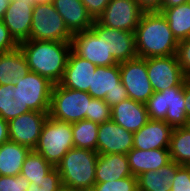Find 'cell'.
I'll list each match as a JSON object with an SVG mask.
<instances>
[{"label":"cell","mask_w":190,"mask_h":191,"mask_svg":"<svg viewBox=\"0 0 190 191\" xmlns=\"http://www.w3.org/2000/svg\"><path fill=\"white\" fill-rule=\"evenodd\" d=\"M31 72L59 84L72 51L71 42L27 40L19 44Z\"/></svg>","instance_id":"1"},{"label":"cell","mask_w":190,"mask_h":191,"mask_svg":"<svg viewBox=\"0 0 190 191\" xmlns=\"http://www.w3.org/2000/svg\"><path fill=\"white\" fill-rule=\"evenodd\" d=\"M134 34L137 57L176 55L179 41L161 12H143Z\"/></svg>","instance_id":"2"},{"label":"cell","mask_w":190,"mask_h":191,"mask_svg":"<svg viewBox=\"0 0 190 191\" xmlns=\"http://www.w3.org/2000/svg\"><path fill=\"white\" fill-rule=\"evenodd\" d=\"M98 153L73 147L56 166L62 186L69 191H91L96 183L95 171Z\"/></svg>","instance_id":"3"},{"label":"cell","mask_w":190,"mask_h":191,"mask_svg":"<svg viewBox=\"0 0 190 191\" xmlns=\"http://www.w3.org/2000/svg\"><path fill=\"white\" fill-rule=\"evenodd\" d=\"M73 147L72 123L48 116L34 151L56 167Z\"/></svg>","instance_id":"4"},{"label":"cell","mask_w":190,"mask_h":191,"mask_svg":"<svg viewBox=\"0 0 190 191\" xmlns=\"http://www.w3.org/2000/svg\"><path fill=\"white\" fill-rule=\"evenodd\" d=\"M146 107L149 119L164 120L172 128L184 127L187 120L184 86L154 92L148 99Z\"/></svg>","instance_id":"5"},{"label":"cell","mask_w":190,"mask_h":191,"mask_svg":"<svg viewBox=\"0 0 190 191\" xmlns=\"http://www.w3.org/2000/svg\"><path fill=\"white\" fill-rule=\"evenodd\" d=\"M92 96L85 91L72 90L60 84L53 85L49 116L67 123L86 119Z\"/></svg>","instance_id":"6"},{"label":"cell","mask_w":190,"mask_h":191,"mask_svg":"<svg viewBox=\"0 0 190 191\" xmlns=\"http://www.w3.org/2000/svg\"><path fill=\"white\" fill-rule=\"evenodd\" d=\"M72 36L52 2L34 4L30 40L71 42Z\"/></svg>","instance_id":"7"},{"label":"cell","mask_w":190,"mask_h":191,"mask_svg":"<svg viewBox=\"0 0 190 191\" xmlns=\"http://www.w3.org/2000/svg\"><path fill=\"white\" fill-rule=\"evenodd\" d=\"M13 98L30 111L49 112L53 83L35 72L18 78Z\"/></svg>","instance_id":"8"},{"label":"cell","mask_w":190,"mask_h":191,"mask_svg":"<svg viewBox=\"0 0 190 191\" xmlns=\"http://www.w3.org/2000/svg\"><path fill=\"white\" fill-rule=\"evenodd\" d=\"M88 93L92 98L105 100L110 107L128 99L127 90L121 82L119 63L113 66H97Z\"/></svg>","instance_id":"9"},{"label":"cell","mask_w":190,"mask_h":191,"mask_svg":"<svg viewBox=\"0 0 190 191\" xmlns=\"http://www.w3.org/2000/svg\"><path fill=\"white\" fill-rule=\"evenodd\" d=\"M149 81L154 92L184 86L188 79L178 64L176 55L146 58Z\"/></svg>","instance_id":"10"},{"label":"cell","mask_w":190,"mask_h":191,"mask_svg":"<svg viewBox=\"0 0 190 191\" xmlns=\"http://www.w3.org/2000/svg\"><path fill=\"white\" fill-rule=\"evenodd\" d=\"M121 82L127 90L128 98L146 104L154 93L148 78L146 59L135 58L119 63Z\"/></svg>","instance_id":"11"},{"label":"cell","mask_w":190,"mask_h":191,"mask_svg":"<svg viewBox=\"0 0 190 191\" xmlns=\"http://www.w3.org/2000/svg\"><path fill=\"white\" fill-rule=\"evenodd\" d=\"M71 46L72 51L76 55L96 66H113L118 64L109 54L107 43L91 28L73 34Z\"/></svg>","instance_id":"12"},{"label":"cell","mask_w":190,"mask_h":191,"mask_svg":"<svg viewBox=\"0 0 190 191\" xmlns=\"http://www.w3.org/2000/svg\"><path fill=\"white\" fill-rule=\"evenodd\" d=\"M142 13L135 0H110L97 21L103 26L135 32Z\"/></svg>","instance_id":"13"},{"label":"cell","mask_w":190,"mask_h":191,"mask_svg":"<svg viewBox=\"0 0 190 191\" xmlns=\"http://www.w3.org/2000/svg\"><path fill=\"white\" fill-rule=\"evenodd\" d=\"M49 112L29 111L8 122L9 140L31 150L37 145Z\"/></svg>","instance_id":"14"},{"label":"cell","mask_w":190,"mask_h":191,"mask_svg":"<svg viewBox=\"0 0 190 191\" xmlns=\"http://www.w3.org/2000/svg\"><path fill=\"white\" fill-rule=\"evenodd\" d=\"M91 29L107 43L109 54L117 63L137 58L134 32L103 26L97 20Z\"/></svg>","instance_id":"15"},{"label":"cell","mask_w":190,"mask_h":191,"mask_svg":"<svg viewBox=\"0 0 190 191\" xmlns=\"http://www.w3.org/2000/svg\"><path fill=\"white\" fill-rule=\"evenodd\" d=\"M34 4L33 0H10L5 11L3 23L18 44L30 40Z\"/></svg>","instance_id":"16"},{"label":"cell","mask_w":190,"mask_h":191,"mask_svg":"<svg viewBox=\"0 0 190 191\" xmlns=\"http://www.w3.org/2000/svg\"><path fill=\"white\" fill-rule=\"evenodd\" d=\"M133 148V132L127 131L112 119L99 124L98 154H127Z\"/></svg>","instance_id":"17"},{"label":"cell","mask_w":190,"mask_h":191,"mask_svg":"<svg viewBox=\"0 0 190 191\" xmlns=\"http://www.w3.org/2000/svg\"><path fill=\"white\" fill-rule=\"evenodd\" d=\"M173 128L164 120H152L133 133V148L139 150L170 147Z\"/></svg>","instance_id":"18"},{"label":"cell","mask_w":190,"mask_h":191,"mask_svg":"<svg viewBox=\"0 0 190 191\" xmlns=\"http://www.w3.org/2000/svg\"><path fill=\"white\" fill-rule=\"evenodd\" d=\"M96 68V65L71 51L63 78L59 84L72 90L88 92L89 88L92 87V79Z\"/></svg>","instance_id":"19"},{"label":"cell","mask_w":190,"mask_h":191,"mask_svg":"<svg viewBox=\"0 0 190 191\" xmlns=\"http://www.w3.org/2000/svg\"><path fill=\"white\" fill-rule=\"evenodd\" d=\"M111 119L130 132H137L149 120L146 104L130 98L111 107Z\"/></svg>","instance_id":"20"},{"label":"cell","mask_w":190,"mask_h":191,"mask_svg":"<svg viewBox=\"0 0 190 191\" xmlns=\"http://www.w3.org/2000/svg\"><path fill=\"white\" fill-rule=\"evenodd\" d=\"M126 155L131 173L136 177L147 171H157L172 161L169 148L150 150L132 148Z\"/></svg>","instance_id":"21"},{"label":"cell","mask_w":190,"mask_h":191,"mask_svg":"<svg viewBox=\"0 0 190 191\" xmlns=\"http://www.w3.org/2000/svg\"><path fill=\"white\" fill-rule=\"evenodd\" d=\"M52 3L72 34L92 27L94 20L81 0H53Z\"/></svg>","instance_id":"22"},{"label":"cell","mask_w":190,"mask_h":191,"mask_svg":"<svg viewBox=\"0 0 190 191\" xmlns=\"http://www.w3.org/2000/svg\"><path fill=\"white\" fill-rule=\"evenodd\" d=\"M133 176L126 154H99L96 162V183Z\"/></svg>","instance_id":"23"},{"label":"cell","mask_w":190,"mask_h":191,"mask_svg":"<svg viewBox=\"0 0 190 191\" xmlns=\"http://www.w3.org/2000/svg\"><path fill=\"white\" fill-rule=\"evenodd\" d=\"M30 72L26 58L20 48L0 53V85L17 84L18 78Z\"/></svg>","instance_id":"24"},{"label":"cell","mask_w":190,"mask_h":191,"mask_svg":"<svg viewBox=\"0 0 190 191\" xmlns=\"http://www.w3.org/2000/svg\"><path fill=\"white\" fill-rule=\"evenodd\" d=\"M181 167L174 161L157 171H147L137 177L139 191H171L176 171Z\"/></svg>","instance_id":"25"},{"label":"cell","mask_w":190,"mask_h":191,"mask_svg":"<svg viewBox=\"0 0 190 191\" xmlns=\"http://www.w3.org/2000/svg\"><path fill=\"white\" fill-rule=\"evenodd\" d=\"M31 149L8 140L0 146V175L18 176Z\"/></svg>","instance_id":"26"},{"label":"cell","mask_w":190,"mask_h":191,"mask_svg":"<svg viewBox=\"0 0 190 191\" xmlns=\"http://www.w3.org/2000/svg\"><path fill=\"white\" fill-rule=\"evenodd\" d=\"M178 41L190 38V1L161 11Z\"/></svg>","instance_id":"27"},{"label":"cell","mask_w":190,"mask_h":191,"mask_svg":"<svg viewBox=\"0 0 190 191\" xmlns=\"http://www.w3.org/2000/svg\"><path fill=\"white\" fill-rule=\"evenodd\" d=\"M169 153L172 161L190 166V131L184 127L173 128Z\"/></svg>","instance_id":"28"},{"label":"cell","mask_w":190,"mask_h":191,"mask_svg":"<svg viewBox=\"0 0 190 191\" xmlns=\"http://www.w3.org/2000/svg\"><path fill=\"white\" fill-rule=\"evenodd\" d=\"M98 128V123L86 119L72 123L74 147L97 152Z\"/></svg>","instance_id":"29"},{"label":"cell","mask_w":190,"mask_h":191,"mask_svg":"<svg viewBox=\"0 0 190 191\" xmlns=\"http://www.w3.org/2000/svg\"><path fill=\"white\" fill-rule=\"evenodd\" d=\"M53 168L43 156L31 150L22 165L20 175L24 176L30 183H40Z\"/></svg>","instance_id":"30"},{"label":"cell","mask_w":190,"mask_h":191,"mask_svg":"<svg viewBox=\"0 0 190 191\" xmlns=\"http://www.w3.org/2000/svg\"><path fill=\"white\" fill-rule=\"evenodd\" d=\"M14 84L0 85V117L9 122L27 113L28 107H23L14 98Z\"/></svg>","instance_id":"31"},{"label":"cell","mask_w":190,"mask_h":191,"mask_svg":"<svg viewBox=\"0 0 190 191\" xmlns=\"http://www.w3.org/2000/svg\"><path fill=\"white\" fill-rule=\"evenodd\" d=\"M137 189V177L129 176L115 181L95 183L91 191H136Z\"/></svg>","instance_id":"32"},{"label":"cell","mask_w":190,"mask_h":191,"mask_svg":"<svg viewBox=\"0 0 190 191\" xmlns=\"http://www.w3.org/2000/svg\"><path fill=\"white\" fill-rule=\"evenodd\" d=\"M86 120L101 124L111 120V107L105 100L92 98Z\"/></svg>","instance_id":"33"},{"label":"cell","mask_w":190,"mask_h":191,"mask_svg":"<svg viewBox=\"0 0 190 191\" xmlns=\"http://www.w3.org/2000/svg\"><path fill=\"white\" fill-rule=\"evenodd\" d=\"M30 182L22 175H0V191H26Z\"/></svg>","instance_id":"34"},{"label":"cell","mask_w":190,"mask_h":191,"mask_svg":"<svg viewBox=\"0 0 190 191\" xmlns=\"http://www.w3.org/2000/svg\"><path fill=\"white\" fill-rule=\"evenodd\" d=\"M176 57L183 74L190 78V38L179 41Z\"/></svg>","instance_id":"35"},{"label":"cell","mask_w":190,"mask_h":191,"mask_svg":"<svg viewBox=\"0 0 190 191\" xmlns=\"http://www.w3.org/2000/svg\"><path fill=\"white\" fill-rule=\"evenodd\" d=\"M171 191H190V166H181L176 171Z\"/></svg>","instance_id":"36"},{"label":"cell","mask_w":190,"mask_h":191,"mask_svg":"<svg viewBox=\"0 0 190 191\" xmlns=\"http://www.w3.org/2000/svg\"><path fill=\"white\" fill-rule=\"evenodd\" d=\"M19 47V44L11 36L9 30L0 20V53L9 52Z\"/></svg>","instance_id":"37"},{"label":"cell","mask_w":190,"mask_h":191,"mask_svg":"<svg viewBox=\"0 0 190 191\" xmlns=\"http://www.w3.org/2000/svg\"><path fill=\"white\" fill-rule=\"evenodd\" d=\"M39 185L44 189H63L61 177L56 167H54L50 172L43 177L40 183H34Z\"/></svg>","instance_id":"38"},{"label":"cell","mask_w":190,"mask_h":191,"mask_svg":"<svg viewBox=\"0 0 190 191\" xmlns=\"http://www.w3.org/2000/svg\"><path fill=\"white\" fill-rule=\"evenodd\" d=\"M85 5L88 14L93 20H97L109 4L110 0H81Z\"/></svg>","instance_id":"39"},{"label":"cell","mask_w":190,"mask_h":191,"mask_svg":"<svg viewBox=\"0 0 190 191\" xmlns=\"http://www.w3.org/2000/svg\"><path fill=\"white\" fill-rule=\"evenodd\" d=\"M143 12H161L163 0H135Z\"/></svg>","instance_id":"40"},{"label":"cell","mask_w":190,"mask_h":191,"mask_svg":"<svg viewBox=\"0 0 190 191\" xmlns=\"http://www.w3.org/2000/svg\"><path fill=\"white\" fill-rule=\"evenodd\" d=\"M185 112L187 118H190V79L184 83Z\"/></svg>","instance_id":"41"},{"label":"cell","mask_w":190,"mask_h":191,"mask_svg":"<svg viewBox=\"0 0 190 191\" xmlns=\"http://www.w3.org/2000/svg\"><path fill=\"white\" fill-rule=\"evenodd\" d=\"M9 140L8 122L0 117V146Z\"/></svg>","instance_id":"42"},{"label":"cell","mask_w":190,"mask_h":191,"mask_svg":"<svg viewBox=\"0 0 190 191\" xmlns=\"http://www.w3.org/2000/svg\"><path fill=\"white\" fill-rule=\"evenodd\" d=\"M190 0H163L162 1V10L164 8H171L174 6H179L181 4L187 3Z\"/></svg>","instance_id":"43"},{"label":"cell","mask_w":190,"mask_h":191,"mask_svg":"<svg viewBox=\"0 0 190 191\" xmlns=\"http://www.w3.org/2000/svg\"><path fill=\"white\" fill-rule=\"evenodd\" d=\"M60 190L62 189H44L43 187H40L38 184L35 185L33 182H31L26 191H60Z\"/></svg>","instance_id":"44"},{"label":"cell","mask_w":190,"mask_h":191,"mask_svg":"<svg viewBox=\"0 0 190 191\" xmlns=\"http://www.w3.org/2000/svg\"><path fill=\"white\" fill-rule=\"evenodd\" d=\"M10 0H0V20L3 19Z\"/></svg>","instance_id":"45"},{"label":"cell","mask_w":190,"mask_h":191,"mask_svg":"<svg viewBox=\"0 0 190 191\" xmlns=\"http://www.w3.org/2000/svg\"><path fill=\"white\" fill-rule=\"evenodd\" d=\"M184 128L190 131V118H187Z\"/></svg>","instance_id":"46"},{"label":"cell","mask_w":190,"mask_h":191,"mask_svg":"<svg viewBox=\"0 0 190 191\" xmlns=\"http://www.w3.org/2000/svg\"><path fill=\"white\" fill-rule=\"evenodd\" d=\"M34 3H47V2H52L53 0H33Z\"/></svg>","instance_id":"47"},{"label":"cell","mask_w":190,"mask_h":191,"mask_svg":"<svg viewBox=\"0 0 190 191\" xmlns=\"http://www.w3.org/2000/svg\"><path fill=\"white\" fill-rule=\"evenodd\" d=\"M60 191H69L68 189H65V188H63L62 190H60Z\"/></svg>","instance_id":"48"}]
</instances>
